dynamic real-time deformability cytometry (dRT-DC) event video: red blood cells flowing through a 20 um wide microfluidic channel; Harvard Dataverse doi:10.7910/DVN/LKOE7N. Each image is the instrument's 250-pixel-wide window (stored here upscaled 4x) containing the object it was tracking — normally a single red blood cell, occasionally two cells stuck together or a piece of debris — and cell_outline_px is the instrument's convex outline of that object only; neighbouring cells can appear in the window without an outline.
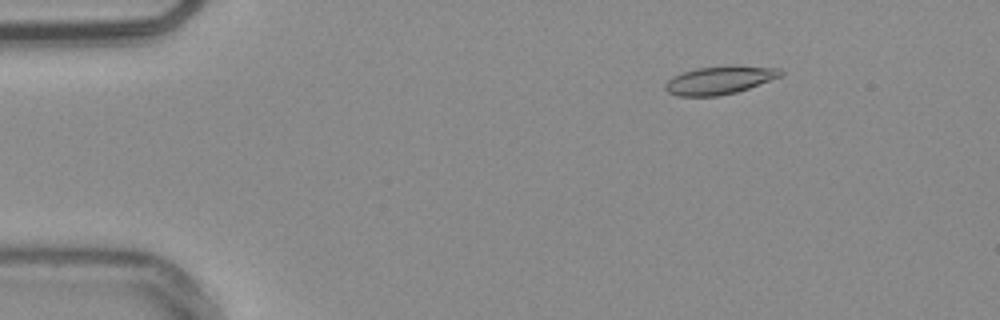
{"species": "common noctule bat (a hibernating species)", "species_latin": "Nyctalus noctula", "temperature_condition": "warm", "stored_images_in_passage": 54, "camera_frame_rate_fps": 3000, "um_per_image_px": 0.085, "animal": {"sex": "male", "body_mass_g": 20.4}, "frame": {"image": 1, "passage_image": 8, "time_ms": 2.333, "image_size_px": [1000, 320], "cell_outline_px": [[784, 76], [736, 92], [720, 96], [676, 96], [668, 92], [664, 88], [664, 84], [672, 76], [696, 68], [732, 64], [780, 68], [784, 72]], "centroid_in_image_um": [61.2, 6.79], "position_along_channel_um": 23.8, "area_um2": 19.36}}
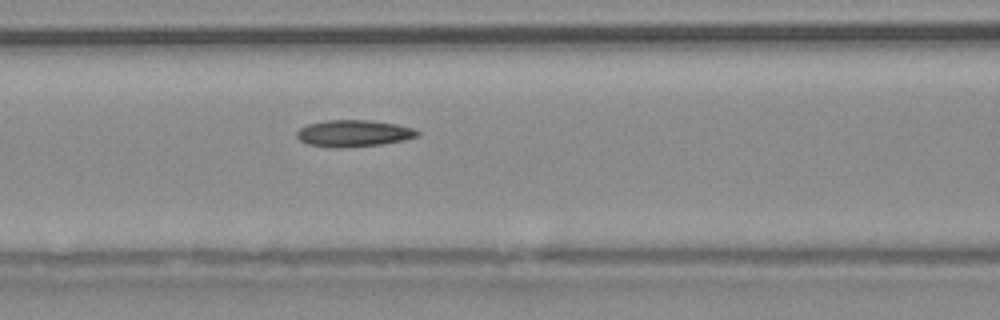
{"frame": {"image": 2, "passage_image": 23, "time_ms": 7.333, "image_size_px": [1000, 320], "cell_outline_px": [[420, 136], [404, 140], [380, 144], [344, 148], [332, 148], [308, 144], [300, 140], [296, 136], [296, 132], [300, 128], [308, 124], [328, 120], [372, 120], [396, 124], [412, 128], [420, 132]], "centroid_in_image_um": [30.06, 11.34], "position_along_channel_um": 136.5, "area_um2": 18.84}}
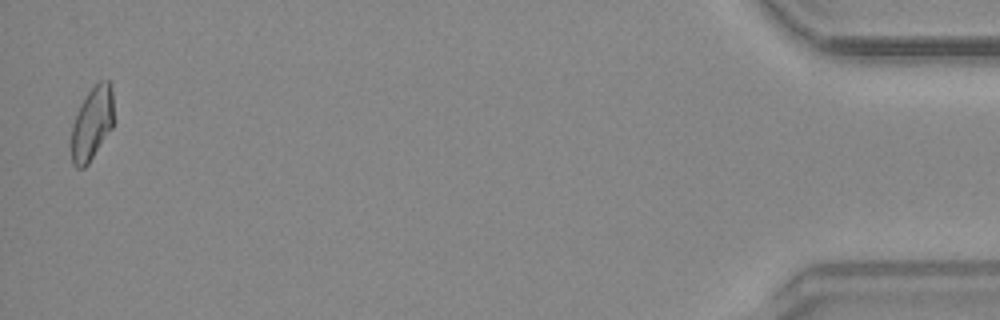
{"frame": {"image": 3, "passage_image": 53, "time_ms": 17.333, "image_size_px": [1000, 320], "cell_outline_px": [[112, 128], [88, 164], [84, 168], [76, 168], [72, 164], [72, 124], [80, 104], [88, 92], [100, 80], [108, 80], [112, 88]], "centroid_in_image_um": [7.81, 10.5], "position_along_channel_um": 427.4, "area_um2": 17.86}, "authors_computed_cell_mechanics": {"area_um2": 18.3515, "velocity_mm_per_s": 3.7968, "shape_relaxation_time_tau1_ms": 4.8994, "shape_relaxation_time_tau2_ms": 4.8376, "deformation_change_tau1": 0.1194, "deformation_change_tau2": 0.1239}}